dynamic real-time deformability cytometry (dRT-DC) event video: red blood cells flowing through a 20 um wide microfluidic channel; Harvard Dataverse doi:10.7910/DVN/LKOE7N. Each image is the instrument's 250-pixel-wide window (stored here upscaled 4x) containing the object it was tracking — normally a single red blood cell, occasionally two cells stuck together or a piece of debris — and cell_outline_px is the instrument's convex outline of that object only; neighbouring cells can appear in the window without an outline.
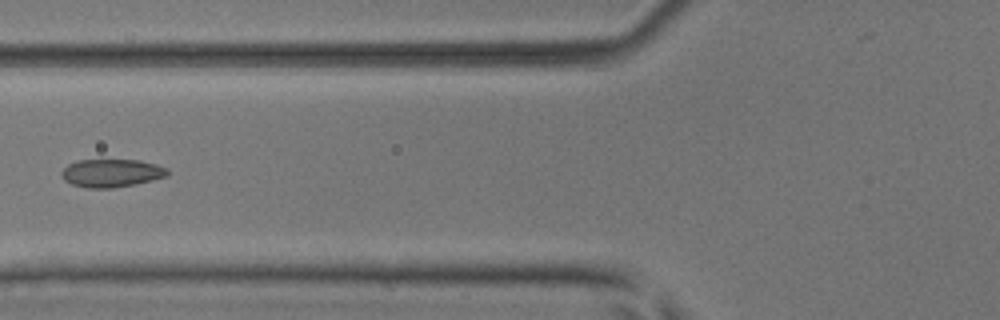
{"species": "common noctule bat (a hibernating species)", "species_latin": "Nyctalus noctula", "temperature_condition": "room temperature", "stored_images_in_passage": 3, "camera_frame_rate_fps": 3000, "um_per_image_px": 0.085, "animal": {"sex": "male", "body_mass_g": 17.9, "forearm_length_mm": 54.2}, "frame": {"image": 1, "passage_image": 3, "time_ms": 0.667, "image_size_px": [1000, 320], "cell_outline_px": [[168, 176], [136, 184], [112, 188], [88, 188], [72, 184], [64, 180], [60, 172], [68, 164], [76, 160], [140, 160], [156, 164], [168, 168]], "centroid_in_image_um": [9.48, 14.71], "position_along_channel_um": 116.3, "area_um2": 17.4}}